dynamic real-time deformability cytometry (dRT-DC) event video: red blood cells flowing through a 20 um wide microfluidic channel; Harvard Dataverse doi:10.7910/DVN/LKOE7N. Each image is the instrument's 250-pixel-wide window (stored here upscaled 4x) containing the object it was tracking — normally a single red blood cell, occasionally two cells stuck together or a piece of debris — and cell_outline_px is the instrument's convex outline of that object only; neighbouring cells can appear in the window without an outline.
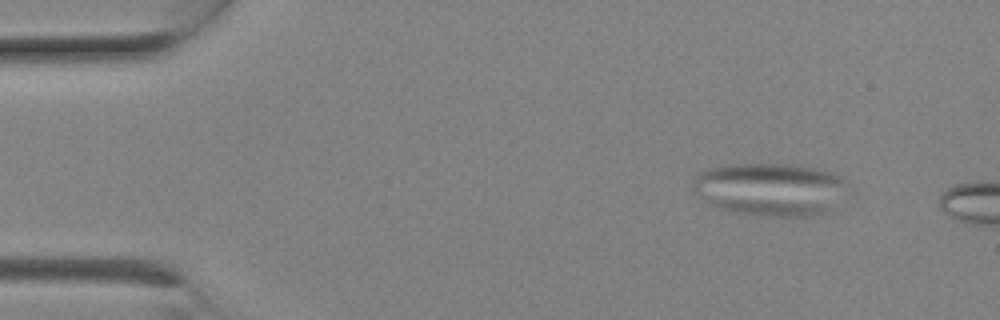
{"species": "Egyptian fruit bat (a non-hibernating species)", "species_latin": "Rousettus aegyptiacus", "temperature_condition": "room temperature", "stored_images_in_passage": 6, "camera_frame_rate_fps": 3000, "um_per_image_px": 0.085, "animal": {"sex": "female"}, "frame": {"image": 1, "passage_image": 3, "time_ms": 0.667, "image_size_px": [1000, 320], "cell_outline_px": [[848, 180], [828, 208], [824, 212], [812, 216], [760, 216], [736, 212], [720, 208], [712, 204], [700, 196], [692, 188], [692, 180], [700, 172], [708, 168], [728, 164], [792, 164], [816, 168], [840, 176]], "centroid_in_image_um": [65.37, 16.06], "position_along_channel_um": 19.6, "area_um2": 46.82}}